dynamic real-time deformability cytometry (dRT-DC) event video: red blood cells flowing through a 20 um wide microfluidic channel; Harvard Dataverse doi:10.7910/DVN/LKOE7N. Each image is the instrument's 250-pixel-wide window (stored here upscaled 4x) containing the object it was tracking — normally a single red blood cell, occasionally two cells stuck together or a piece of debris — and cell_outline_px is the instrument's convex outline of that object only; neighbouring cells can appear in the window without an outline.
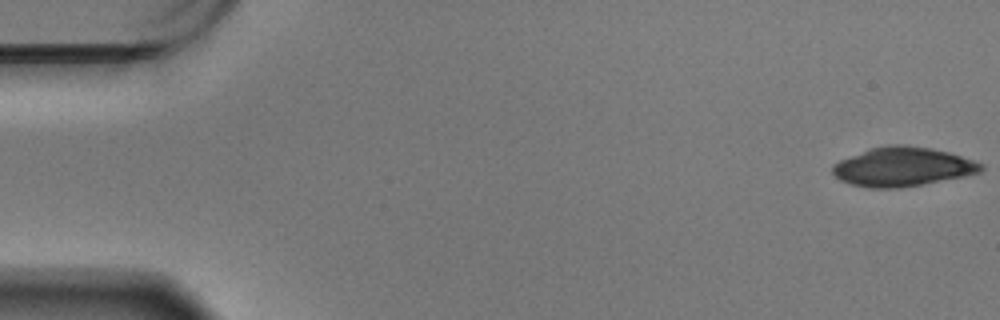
{"species": "Egyptian fruit bat (a non-hibernating species)", "species_latin": "Rousettus aegyptiacus", "temperature_condition": "warm", "stored_images_in_passage": 35, "camera_frame_rate_fps": 3000, "um_per_image_px": 0.085, "animal": {"sex": "male"}, "frame": {"image": 1, "passage_image": 1, "time_ms": 0.0, "image_size_px": [1000, 320], "cell_outline_px": [[984, 168], [980, 172], [900, 188], [868, 188], [852, 184], [840, 180], [832, 172], [832, 164], [840, 160], [872, 148], [888, 144], [904, 144], [932, 148], [948, 152], [984, 164]], "centroid_in_image_um": [76.69, 14.16], "position_along_channel_um": 8.3, "area_um2": 33.41}}